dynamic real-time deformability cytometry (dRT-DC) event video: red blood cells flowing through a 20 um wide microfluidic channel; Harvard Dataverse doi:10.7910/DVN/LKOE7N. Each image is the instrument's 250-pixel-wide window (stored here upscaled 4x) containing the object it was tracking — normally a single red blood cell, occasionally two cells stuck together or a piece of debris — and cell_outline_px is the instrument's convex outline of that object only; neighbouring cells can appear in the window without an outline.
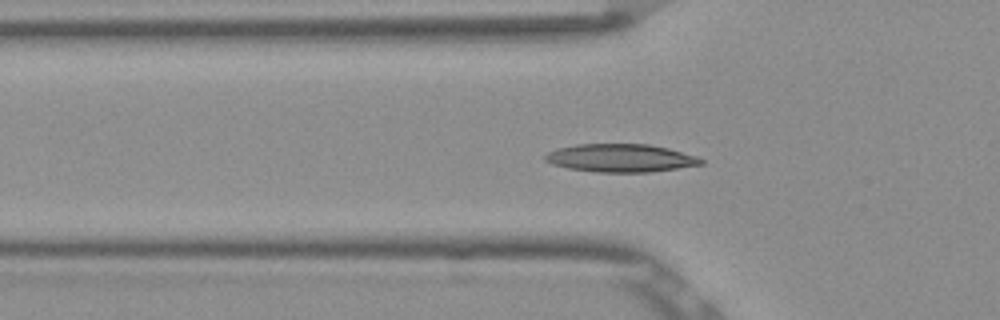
{"species": "Egyptian fruit bat (a non-hibernating species)", "species_latin": "Rousettus aegyptiacus", "temperature_condition": "room temperature", "stored_images_in_passage": 42, "camera_frame_rate_fps": 3000, "um_per_image_px": 0.085, "frame": {"image": 1, "passage_image": 14, "time_ms": 4.333, "image_size_px": [1000, 320], "cell_outline_px": [[704, 164], [648, 172], [596, 172], [568, 168], [552, 164], [544, 160], [544, 156], [548, 152], [556, 148], [576, 144], [648, 144], [668, 148], [696, 156], [704, 160]], "centroid_in_image_um": [52.72, 13.43], "position_along_channel_um": 73.1, "area_um2": 25.43}}
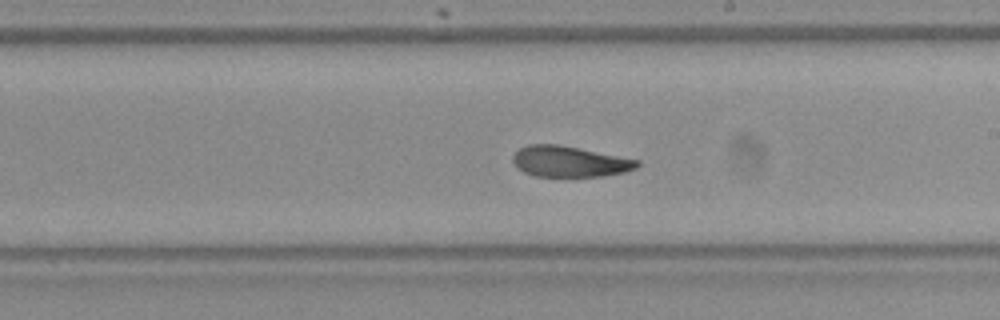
{"frame": {"image": 2, "passage_image": 27, "time_ms": 8.667, "image_size_px": [1000, 320], "cell_outline_px": [[640, 164], [636, 168], [624, 172], [604, 176], [536, 176], [524, 172], [512, 160], [512, 156], [520, 148], [528, 144], [560, 144], [640, 160]], "centroid_in_image_um": [48.44, 13.72], "position_along_channel_um": 240.6, "area_um2": 22.25}}
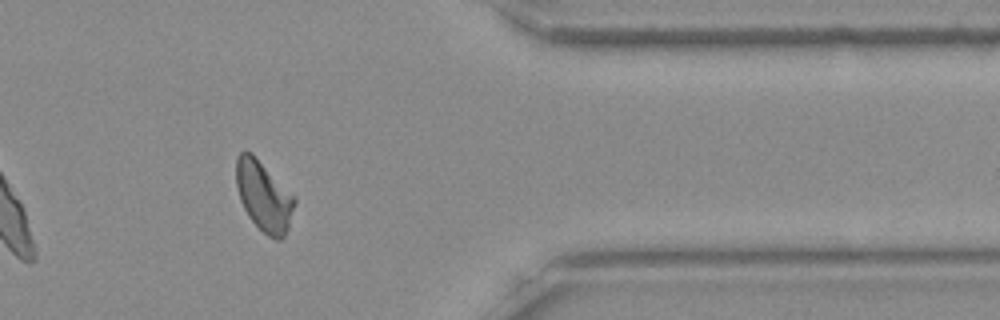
{"frame": {"image": 3, "passage_image": 40, "time_ms": 13.0, "image_size_px": [1000, 320], "cell_outline_px": [[296, 200], [288, 228], [284, 236], [280, 240], [276, 240], [268, 236], [248, 216], [240, 200], [236, 188], [236, 156], [244, 148], [252, 152], [296, 196]], "centroid_in_image_um": [22.41, 16.61], "position_along_channel_um": 389.0, "area_um2": 24.16}, "authors_computed_cell_mechanics": {"area_um2": 23.5246, "velocity_mm_per_s": 3.8431, "shape_relaxation_time_tau1_ms": 7.8218, "shape_relaxation_time_tau2_ms": 2.3367, "deformation_change_tau1": 0.1947, "deformation_change_tau2": 0.0826}}